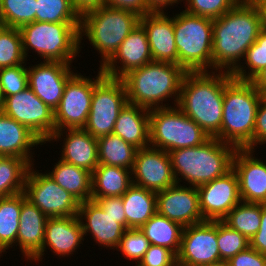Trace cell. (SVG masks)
I'll return each mask as SVG.
<instances>
[{
    "mask_svg": "<svg viewBox=\"0 0 266 266\" xmlns=\"http://www.w3.org/2000/svg\"><path fill=\"white\" fill-rule=\"evenodd\" d=\"M261 30V14L253 0H240L227 13L213 19L212 69L232 73Z\"/></svg>",
    "mask_w": 266,
    "mask_h": 266,
    "instance_id": "cell-1",
    "label": "cell"
},
{
    "mask_svg": "<svg viewBox=\"0 0 266 266\" xmlns=\"http://www.w3.org/2000/svg\"><path fill=\"white\" fill-rule=\"evenodd\" d=\"M211 73L186 72L177 106L209 137L221 140L224 88L233 77L226 71Z\"/></svg>",
    "mask_w": 266,
    "mask_h": 266,
    "instance_id": "cell-2",
    "label": "cell"
},
{
    "mask_svg": "<svg viewBox=\"0 0 266 266\" xmlns=\"http://www.w3.org/2000/svg\"><path fill=\"white\" fill-rule=\"evenodd\" d=\"M185 74L186 71L180 65L160 61H152L130 71L122 78L128 103L148 110L166 108L172 106L163 105V101L174 96V106H177Z\"/></svg>",
    "mask_w": 266,
    "mask_h": 266,
    "instance_id": "cell-3",
    "label": "cell"
},
{
    "mask_svg": "<svg viewBox=\"0 0 266 266\" xmlns=\"http://www.w3.org/2000/svg\"><path fill=\"white\" fill-rule=\"evenodd\" d=\"M236 149L232 144L210 137L199 146L169 151L176 183L182 177L190 186L198 187L224 176L232 169Z\"/></svg>",
    "mask_w": 266,
    "mask_h": 266,
    "instance_id": "cell-4",
    "label": "cell"
},
{
    "mask_svg": "<svg viewBox=\"0 0 266 266\" xmlns=\"http://www.w3.org/2000/svg\"><path fill=\"white\" fill-rule=\"evenodd\" d=\"M263 95L250 81L232 78L224 88L221 141L254 149L256 112Z\"/></svg>",
    "mask_w": 266,
    "mask_h": 266,
    "instance_id": "cell-5",
    "label": "cell"
},
{
    "mask_svg": "<svg viewBox=\"0 0 266 266\" xmlns=\"http://www.w3.org/2000/svg\"><path fill=\"white\" fill-rule=\"evenodd\" d=\"M80 22H37L28 23L19 28L22 37V49L27 60L31 48L44 61H59L71 64L79 54Z\"/></svg>",
    "mask_w": 266,
    "mask_h": 266,
    "instance_id": "cell-6",
    "label": "cell"
},
{
    "mask_svg": "<svg viewBox=\"0 0 266 266\" xmlns=\"http://www.w3.org/2000/svg\"><path fill=\"white\" fill-rule=\"evenodd\" d=\"M140 16L132 11L102 6L81 17L79 43L85 36L99 54L103 66L120 44L139 23Z\"/></svg>",
    "mask_w": 266,
    "mask_h": 266,
    "instance_id": "cell-7",
    "label": "cell"
},
{
    "mask_svg": "<svg viewBox=\"0 0 266 266\" xmlns=\"http://www.w3.org/2000/svg\"><path fill=\"white\" fill-rule=\"evenodd\" d=\"M175 16V17H174ZM178 65L186 72L212 69L213 19L183 10L173 15Z\"/></svg>",
    "mask_w": 266,
    "mask_h": 266,
    "instance_id": "cell-8",
    "label": "cell"
},
{
    "mask_svg": "<svg viewBox=\"0 0 266 266\" xmlns=\"http://www.w3.org/2000/svg\"><path fill=\"white\" fill-rule=\"evenodd\" d=\"M150 146L169 152L196 147L210 137L178 106L149 111Z\"/></svg>",
    "mask_w": 266,
    "mask_h": 266,
    "instance_id": "cell-9",
    "label": "cell"
},
{
    "mask_svg": "<svg viewBox=\"0 0 266 266\" xmlns=\"http://www.w3.org/2000/svg\"><path fill=\"white\" fill-rule=\"evenodd\" d=\"M127 102L123 80L104 75L94 86L90 112L83 129L95 138L112 134L118 115Z\"/></svg>",
    "mask_w": 266,
    "mask_h": 266,
    "instance_id": "cell-10",
    "label": "cell"
},
{
    "mask_svg": "<svg viewBox=\"0 0 266 266\" xmlns=\"http://www.w3.org/2000/svg\"><path fill=\"white\" fill-rule=\"evenodd\" d=\"M32 166L25 179L26 199L48 218L78 216L80 201L61 188L49 174L36 172Z\"/></svg>",
    "mask_w": 266,
    "mask_h": 266,
    "instance_id": "cell-11",
    "label": "cell"
},
{
    "mask_svg": "<svg viewBox=\"0 0 266 266\" xmlns=\"http://www.w3.org/2000/svg\"><path fill=\"white\" fill-rule=\"evenodd\" d=\"M92 79L75 73L66 83L63 96L54 110L56 131L84 128L90 112L95 84L104 76L101 68Z\"/></svg>",
    "mask_w": 266,
    "mask_h": 266,
    "instance_id": "cell-12",
    "label": "cell"
},
{
    "mask_svg": "<svg viewBox=\"0 0 266 266\" xmlns=\"http://www.w3.org/2000/svg\"><path fill=\"white\" fill-rule=\"evenodd\" d=\"M2 112L32 131L43 143L56 131L54 111L28 86L23 91L5 97Z\"/></svg>",
    "mask_w": 266,
    "mask_h": 266,
    "instance_id": "cell-13",
    "label": "cell"
},
{
    "mask_svg": "<svg viewBox=\"0 0 266 266\" xmlns=\"http://www.w3.org/2000/svg\"><path fill=\"white\" fill-rule=\"evenodd\" d=\"M221 261L217 243V221H204L183 229L178 266H203Z\"/></svg>",
    "mask_w": 266,
    "mask_h": 266,
    "instance_id": "cell-14",
    "label": "cell"
},
{
    "mask_svg": "<svg viewBox=\"0 0 266 266\" xmlns=\"http://www.w3.org/2000/svg\"><path fill=\"white\" fill-rule=\"evenodd\" d=\"M196 188L204 221H222L238 203H241L239 180L233 169L224 176Z\"/></svg>",
    "mask_w": 266,
    "mask_h": 266,
    "instance_id": "cell-15",
    "label": "cell"
},
{
    "mask_svg": "<svg viewBox=\"0 0 266 266\" xmlns=\"http://www.w3.org/2000/svg\"><path fill=\"white\" fill-rule=\"evenodd\" d=\"M131 173L133 184L156 193L176 184L169 153L152 146L137 149Z\"/></svg>",
    "mask_w": 266,
    "mask_h": 266,
    "instance_id": "cell-16",
    "label": "cell"
},
{
    "mask_svg": "<svg viewBox=\"0 0 266 266\" xmlns=\"http://www.w3.org/2000/svg\"><path fill=\"white\" fill-rule=\"evenodd\" d=\"M70 65L43 61L28 68L29 87L53 111L59 105L67 81L75 74Z\"/></svg>",
    "mask_w": 266,
    "mask_h": 266,
    "instance_id": "cell-17",
    "label": "cell"
},
{
    "mask_svg": "<svg viewBox=\"0 0 266 266\" xmlns=\"http://www.w3.org/2000/svg\"><path fill=\"white\" fill-rule=\"evenodd\" d=\"M152 61L147 34L143 26L138 23L113 56L100 68L105 76L122 79L130 71ZM119 62L121 66L117 65Z\"/></svg>",
    "mask_w": 266,
    "mask_h": 266,
    "instance_id": "cell-18",
    "label": "cell"
},
{
    "mask_svg": "<svg viewBox=\"0 0 266 266\" xmlns=\"http://www.w3.org/2000/svg\"><path fill=\"white\" fill-rule=\"evenodd\" d=\"M157 213L183 227L204 222L200 207L199 194L194 186L175 184L157 192Z\"/></svg>",
    "mask_w": 266,
    "mask_h": 266,
    "instance_id": "cell-19",
    "label": "cell"
},
{
    "mask_svg": "<svg viewBox=\"0 0 266 266\" xmlns=\"http://www.w3.org/2000/svg\"><path fill=\"white\" fill-rule=\"evenodd\" d=\"M252 149L237 148L232 169L239 180L242 202L266 204V163L253 156Z\"/></svg>",
    "mask_w": 266,
    "mask_h": 266,
    "instance_id": "cell-20",
    "label": "cell"
},
{
    "mask_svg": "<svg viewBox=\"0 0 266 266\" xmlns=\"http://www.w3.org/2000/svg\"><path fill=\"white\" fill-rule=\"evenodd\" d=\"M78 217L84 236L89 232L99 245L106 248L110 247V249L118 247L126 230L120 223V218H113L105 214L103 209L93 200L80 202Z\"/></svg>",
    "mask_w": 266,
    "mask_h": 266,
    "instance_id": "cell-21",
    "label": "cell"
},
{
    "mask_svg": "<svg viewBox=\"0 0 266 266\" xmlns=\"http://www.w3.org/2000/svg\"><path fill=\"white\" fill-rule=\"evenodd\" d=\"M139 23L147 34L153 61L178 64L173 17L166 12H151L140 17Z\"/></svg>",
    "mask_w": 266,
    "mask_h": 266,
    "instance_id": "cell-22",
    "label": "cell"
},
{
    "mask_svg": "<svg viewBox=\"0 0 266 266\" xmlns=\"http://www.w3.org/2000/svg\"><path fill=\"white\" fill-rule=\"evenodd\" d=\"M83 237V229L78 216L48 218L45 224L42 253H39L33 261H41L48 246L53 253H56L55 255H59L58 257L73 254L80 246L79 244L84 241Z\"/></svg>",
    "mask_w": 266,
    "mask_h": 266,
    "instance_id": "cell-23",
    "label": "cell"
},
{
    "mask_svg": "<svg viewBox=\"0 0 266 266\" xmlns=\"http://www.w3.org/2000/svg\"><path fill=\"white\" fill-rule=\"evenodd\" d=\"M62 131L65 133L66 138L63 140L61 160L92 173L99 164L97 138L92 137L83 128L64 129L55 131L48 142L59 140L61 135L63 136Z\"/></svg>",
    "mask_w": 266,
    "mask_h": 266,
    "instance_id": "cell-24",
    "label": "cell"
},
{
    "mask_svg": "<svg viewBox=\"0 0 266 266\" xmlns=\"http://www.w3.org/2000/svg\"><path fill=\"white\" fill-rule=\"evenodd\" d=\"M47 219L48 217L27 200L25 193L22 192V208L16 246L19 244L22 254L30 261L42 253Z\"/></svg>",
    "mask_w": 266,
    "mask_h": 266,
    "instance_id": "cell-25",
    "label": "cell"
},
{
    "mask_svg": "<svg viewBox=\"0 0 266 266\" xmlns=\"http://www.w3.org/2000/svg\"><path fill=\"white\" fill-rule=\"evenodd\" d=\"M39 144L44 143L32 131L0 112V156H15L34 165L30 150Z\"/></svg>",
    "mask_w": 266,
    "mask_h": 266,
    "instance_id": "cell-26",
    "label": "cell"
},
{
    "mask_svg": "<svg viewBox=\"0 0 266 266\" xmlns=\"http://www.w3.org/2000/svg\"><path fill=\"white\" fill-rule=\"evenodd\" d=\"M149 111L127 102L118 115L113 134L137 149L150 146Z\"/></svg>",
    "mask_w": 266,
    "mask_h": 266,
    "instance_id": "cell-27",
    "label": "cell"
},
{
    "mask_svg": "<svg viewBox=\"0 0 266 266\" xmlns=\"http://www.w3.org/2000/svg\"><path fill=\"white\" fill-rule=\"evenodd\" d=\"M126 215V229H140L157 213V193L132 184L121 196Z\"/></svg>",
    "mask_w": 266,
    "mask_h": 266,
    "instance_id": "cell-28",
    "label": "cell"
},
{
    "mask_svg": "<svg viewBox=\"0 0 266 266\" xmlns=\"http://www.w3.org/2000/svg\"><path fill=\"white\" fill-rule=\"evenodd\" d=\"M132 184L131 170L118 166L98 164L92 172L91 200L122 196Z\"/></svg>",
    "mask_w": 266,
    "mask_h": 266,
    "instance_id": "cell-29",
    "label": "cell"
},
{
    "mask_svg": "<svg viewBox=\"0 0 266 266\" xmlns=\"http://www.w3.org/2000/svg\"><path fill=\"white\" fill-rule=\"evenodd\" d=\"M55 164L50 177L80 202L91 200L92 173L61 159Z\"/></svg>",
    "mask_w": 266,
    "mask_h": 266,
    "instance_id": "cell-30",
    "label": "cell"
},
{
    "mask_svg": "<svg viewBox=\"0 0 266 266\" xmlns=\"http://www.w3.org/2000/svg\"><path fill=\"white\" fill-rule=\"evenodd\" d=\"M140 229L151 245L166 247L178 254L184 229L181 224L156 213Z\"/></svg>",
    "mask_w": 266,
    "mask_h": 266,
    "instance_id": "cell-31",
    "label": "cell"
},
{
    "mask_svg": "<svg viewBox=\"0 0 266 266\" xmlns=\"http://www.w3.org/2000/svg\"><path fill=\"white\" fill-rule=\"evenodd\" d=\"M99 164L132 170L137 148L115 134L97 138Z\"/></svg>",
    "mask_w": 266,
    "mask_h": 266,
    "instance_id": "cell-32",
    "label": "cell"
},
{
    "mask_svg": "<svg viewBox=\"0 0 266 266\" xmlns=\"http://www.w3.org/2000/svg\"><path fill=\"white\" fill-rule=\"evenodd\" d=\"M21 208L22 192L0 198V254L16 244Z\"/></svg>",
    "mask_w": 266,
    "mask_h": 266,
    "instance_id": "cell-33",
    "label": "cell"
},
{
    "mask_svg": "<svg viewBox=\"0 0 266 266\" xmlns=\"http://www.w3.org/2000/svg\"><path fill=\"white\" fill-rule=\"evenodd\" d=\"M30 164L15 156H0V195L12 196L24 192Z\"/></svg>",
    "mask_w": 266,
    "mask_h": 266,
    "instance_id": "cell-34",
    "label": "cell"
},
{
    "mask_svg": "<svg viewBox=\"0 0 266 266\" xmlns=\"http://www.w3.org/2000/svg\"><path fill=\"white\" fill-rule=\"evenodd\" d=\"M262 203H238L222 220L231 229L252 238L261 226Z\"/></svg>",
    "mask_w": 266,
    "mask_h": 266,
    "instance_id": "cell-35",
    "label": "cell"
},
{
    "mask_svg": "<svg viewBox=\"0 0 266 266\" xmlns=\"http://www.w3.org/2000/svg\"><path fill=\"white\" fill-rule=\"evenodd\" d=\"M37 0H0V21L9 28H20L35 21Z\"/></svg>",
    "mask_w": 266,
    "mask_h": 266,
    "instance_id": "cell-36",
    "label": "cell"
},
{
    "mask_svg": "<svg viewBox=\"0 0 266 266\" xmlns=\"http://www.w3.org/2000/svg\"><path fill=\"white\" fill-rule=\"evenodd\" d=\"M79 15L75 12L71 0H37V22H80Z\"/></svg>",
    "mask_w": 266,
    "mask_h": 266,
    "instance_id": "cell-37",
    "label": "cell"
},
{
    "mask_svg": "<svg viewBox=\"0 0 266 266\" xmlns=\"http://www.w3.org/2000/svg\"><path fill=\"white\" fill-rule=\"evenodd\" d=\"M245 64L238 67L231 73V76L238 80L250 81L260 70L266 67V30L262 29L255 43L247 50L244 56ZM246 68V70L244 69ZM250 68V69H249ZM250 71V72H249Z\"/></svg>",
    "mask_w": 266,
    "mask_h": 266,
    "instance_id": "cell-38",
    "label": "cell"
},
{
    "mask_svg": "<svg viewBox=\"0 0 266 266\" xmlns=\"http://www.w3.org/2000/svg\"><path fill=\"white\" fill-rule=\"evenodd\" d=\"M25 61L19 28L6 27L0 33V68L24 64Z\"/></svg>",
    "mask_w": 266,
    "mask_h": 266,
    "instance_id": "cell-39",
    "label": "cell"
},
{
    "mask_svg": "<svg viewBox=\"0 0 266 266\" xmlns=\"http://www.w3.org/2000/svg\"><path fill=\"white\" fill-rule=\"evenodd\" d=\"M217 243L222 261H228L249 247V239L223 221H217Z\"/></svg>",
    "mask_w": 266,
    "mask_h": 266,
    "instance_id": "cell-40",
    "label": "cell"
},
{
    "mask_svg": "<svg viewBox=\"0 0 266 266\" xmlns=\"http://www.w3.org/2000/svg\"><path fill=\"white\" fill-rule=\"evenodd\" d=\"M19 64L0 68V89L3 98L17 94L29 86L28 67Z\"/></svg>",
    "mask_w": 266,
    "mask_h": 266,
    "instance_id": "cell-41",
    "label": "cell"
},
{
    "mask_svg": "<svg viewBox=\"0 0 266 266\" xmlns=\"http://www.w3.org/2000/svg\"><path fill=\"white\" fill-rule=\"evenodd\" d=\"M150 245L141 229L129 228L124 231L116 250L119 249L118 251H121L124 257L135 260L138 264Z\"/></svg>",
    "mask_w": 266,
    "mask_h": 266,
    "instance_id": "cell-42",
    "label": "cell"
},
{
    "mask_svg": "<svg viewBox=\"0 0 266 266\" xmlns=\"http://www.w3.org/2000/svg\"><path fill=\"white\" fill-rule=\"evenodd\" d=\"M240 0H186L185 11L198 16L219 18L231 10Z\"/></svg>",
    "mask_w": 266,
    "mask_h": 266,
    "instance_id": "cell-43",
    "label": "cell"
},
{
    "mask_svg": "<svg viewBox=\"0 0 266 266\" xmlns=\"http://www.w3.org/2000/svg\"><path fill=\"white\" fill-rule=\"evenodd\" d=\"M137 266H178L177 255L166 247L150 245Z\"/></svg>",
    "mask_w": 266,
    "mask_h": 266,
    "instance_id": "cell-44",
    "label": "cell"
},
{
    "mask_svg": "<svg viewBox=\"0 0 266 266\" xmlns=\"http://www.w3.org/2000/svg\"><path fill=\"white\" fill-rule=\"evenodd\" d=\"M229 266H266V254L250 246L227 261Z\"/></svg>",
    "mask_w": 266,
    "mask_h": 266,
    "instance_id": "cell-45",
    "label": "cell"
},
{
    "mask_svg": "<svg viewBox=\"0 0 266 266\" xmlns=\"http://www.w3.org/2000/svg\"><path fill=\"white\" fill-rule=\"evenodd\" d=\"M93 201L103 209L105 214L120 218V223L126 228V215L121 196L103 197Z\"/></svg>",
    "mask_w": 266,
    "mask_h": 266,
    "instance_id": "cell-46",
    "label": "cell"
},
{
    "mask_svg": "<svg viewBox=\"0 0 266 266\" xmlns=\"http://www.w3.org/2000/svg\"><path fill=\"white\" fill-rule=\"evenodd\" d=\"M266 143V96L263 95L262 100L256 112V120L254 126V147L257 144Z\"/></svg>",
    "mask_w": 266,
    "mask_h": 266,
    "instance_id": "cell-47",
    "label": "cell"
},
{
    "mask_svg": "<svg viewBox=\"0 0 266 266\" xmlns=\"http://www.w3.org/2000/svg\"><path fill=\"white\" fill-rule=\"evenodd\" d=\"M105 6L132 11L140 17L148 14L146 0H105Z\"/></svg>",
    "mask_w": 266,
    "mask_h": 266,
    "instance_id": "cell-48",
    "label": "cell"
},
{
    "mask_svg": "<svg viewBox=\"0 0 266 266\" xmlns=\"http://www.w3.org/2000/svg\"><path fill=\"white\" fill-rule=\"evenodd\" d=\"M249 246L266 254V204H262L261 226L257 233L249 239Z\"/></svg>",
    "mask_w": 266,
    "mask_h": 266,
    "instance_id": "cell-49",
    "label": "cell"
},
{
    "mask_svg": "<svg viewBox=\"0 0 266 266\" xmlns=\"http://www.w3.org/2000/svg\"><path fill=\"white\" fill-rule=\"evenodd\" d=\"M71 2L80 18L105 5V0H71Z\"/></svg>",
    "mask_w": 266,
    "mask_h": 266,
    "instance_id": "cell-50",
    "label": "cell"
},
{
    "mask_svg": "<svg viewBox=\"0 0 266 266\" xmlns=\"http://www.w3.org/2000/svg\"><path fill=\"white\" fill-rule=\"evenodd\" d=\"M180 1L181 0H146L148 13L151 12L163 13L164 8H166L167 6H172V4L175 5V3L179 4L178 2Z\"/></svg>",
    "mask_w": 266,
    "mask_h": 266,
    "instance_id": "cell-51",
    "label": "cell"
},
{
    "mask_svg": "<svg viewBox=\"0 0 266 266\" xmlns=\"http://www.w3.org/2000/svg\"><path fill=\"white\" fill-rule=\"evenodd\" d=\"M250 82L262 95H266V67L260 70Z\"/></svg>",
    "mask_w": 266,
    "mask_h": 266,
    "instance_id": "cell-52",
    "label": "cell"
},
{
    "mask_svg": "<svg viewBox=\"0 0 266 266\" xmlns=\"http://www.w3.org/2000/svg\"><path fill=\"white\" fill-rule=\"evenodd\" d=\"M253 1L257 5L261 14L262 29L266 30V0H253Z\"/></svg>",
    "mask_w": 266,
    "mask_h": 266,
    "instance_id": "cell-53",
    "label": "cell"
},
{
    "mask_svg": "<svg viewBox=\"0 0 266 266\" xmlns=\"http://www.w3.org/2000/svg\"><path fill=\"white\" fill-rule=\"evenodd\" d=\"M203 266H229L227 261H219L216 263H211V264H207V265H203Z\"/></svg>",
    "mask_w": 266,
    "mask_h": 266,
    "instance_id": "cell-54",
    "label": "cell"
},
{
    "mask_svg": "<svg viewBox=\"0 0 266 266\" xmlns=\"http://www.w3.org/2000/svg\"><path fill=\"white\" fill-rule=\"evenodd\" d=\"M3 107H4V98L2 96L1 89H0V112L3 110Z\"/></svg>",
    "mask_w": 266,
    "mask_h": 266,
    "instance_id": "cell-55",
    "label": "cell"
},
{
    "mask_svg": "<svg viewBox=\"0 0 266 266\" xmlns=\"http://www.w3.org/2000/svg\"><path fill=\"white\" fill-rule=\"evenodd\" d=\"M6 28V26L0 21V33Z\"/></svg>",
    "mask_w": 266,
    "mask_h": 266,
    "instance_id": "cell-56",
    "label": "cell"
}]
</instances>
